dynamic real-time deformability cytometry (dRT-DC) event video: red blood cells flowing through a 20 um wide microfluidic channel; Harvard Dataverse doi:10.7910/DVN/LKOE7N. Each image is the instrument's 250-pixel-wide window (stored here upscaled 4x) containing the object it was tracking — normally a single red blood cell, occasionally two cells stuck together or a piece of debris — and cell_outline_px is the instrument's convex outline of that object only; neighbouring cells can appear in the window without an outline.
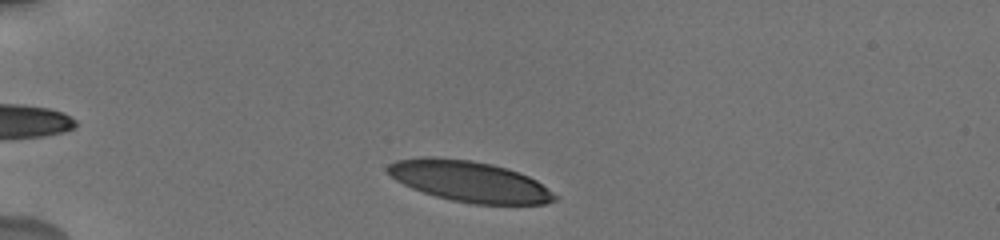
{"species": "human", "species_latin": "Homo sapiens", "temperature_condition": "cold", "stored_images_in_passage": 16, "camera_frame_rate_fps": 3000, "um_per_image_px": 0.085, "donor": {"sex": "male"}, "frame": {"image": 1, "passage_image": 2, "time_ms": 0.333, "image_size_px": [1000, 240], "cell_outline_px": [[560, 196], [556, 200], [544, 204], [476, 204], [452, 200], [436, 196], [412, 188], [396, 180], [384, 168], [388, 164], [396, 160], [420, 156], [436, 156], [472, 160], [492, 164], [528, 176], [536, 180]], "centroid_in_image_um": [39.89, 15.4], "position_along_channel_um": 45.1, "area_um2": 39.82}}
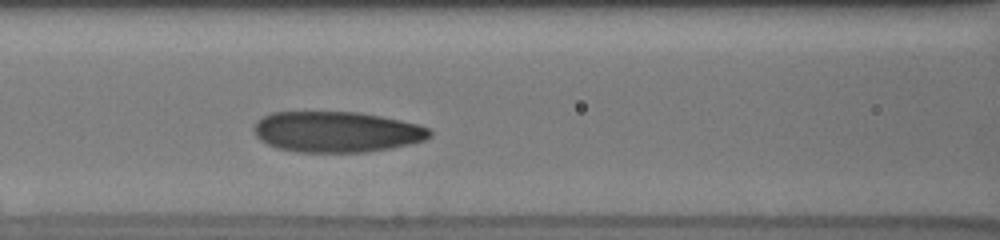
{"frame": {"image": 2, "passage_image": 9, "time_ms": 4.0, "image_size_px": [1000, 240], "cell_outline_px": [[432, 136], [424, 140], [392, 148], [364, 152], [296, 152], [276, 148], [260, 140], [256, 136], [252, 128], [256, 120], [272, 112], [360, 112], [400, 120], [416, 124], [428, 128], [432, 132]], "centroid_in_image_um": [28.57, 11.21], "position_along_channel_um": 138.0, "area_um2": 41.91}}
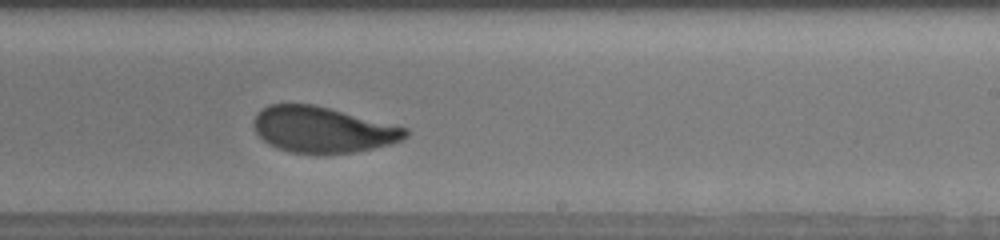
{"frame": {"image": 3, "passage_image": 16, "time_ms": 7.333, "image_size_px": [1000, 240], "cell_outline_px": [[408, 136], [392, 144], [352, 152], [292, 152], [276, 148], [268, 144], [256, 132], [252, 124], [252, 120], [256, 112], [268, 104], [312, 104], [408, 128]], "centroid_in_image_um": [27.37, 11.0], "position_along_channel_um": 261.6, "area_um2": 40.06}}